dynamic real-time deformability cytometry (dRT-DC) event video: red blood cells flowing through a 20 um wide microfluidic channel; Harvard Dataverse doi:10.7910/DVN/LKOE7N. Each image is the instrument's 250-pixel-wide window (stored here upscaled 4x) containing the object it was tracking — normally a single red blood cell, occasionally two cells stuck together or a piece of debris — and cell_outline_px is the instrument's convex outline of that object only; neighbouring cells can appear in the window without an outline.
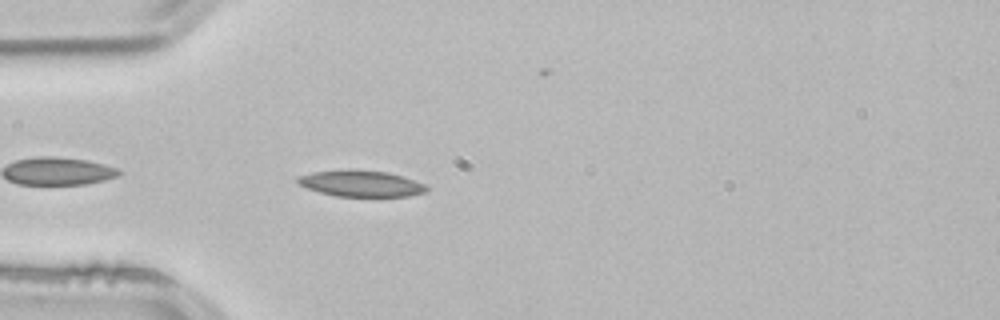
{"species": "common noctule bat (a hibernating species)", "species_latin": "Nyctalus noctula", "temperature_condition": "room temperature", "stored_images_in_passage": 3, "camera_frame_rate_fps": 3000, "um_per_image_px": 0.085, "animal": {"sex": "male", "body_mass_g": 21.5, "forearm_length_mm": 52.0}, "frame": {"image": 1, "passage_image": 3, "time_ms": 0.667, "image_size_px": [1000, 320], "cell_outline_px": [[428, 192], [408, 196], [336, 196], [320, 192], [296, 184], [296, 176], [316, 172], [356, 168], [388, 172], [424, 184], [428, 188]], "centroid_in_image_um": [30.65, 15.59], "position_along_channel_um": 54.3, "area_um2": 19.77}}